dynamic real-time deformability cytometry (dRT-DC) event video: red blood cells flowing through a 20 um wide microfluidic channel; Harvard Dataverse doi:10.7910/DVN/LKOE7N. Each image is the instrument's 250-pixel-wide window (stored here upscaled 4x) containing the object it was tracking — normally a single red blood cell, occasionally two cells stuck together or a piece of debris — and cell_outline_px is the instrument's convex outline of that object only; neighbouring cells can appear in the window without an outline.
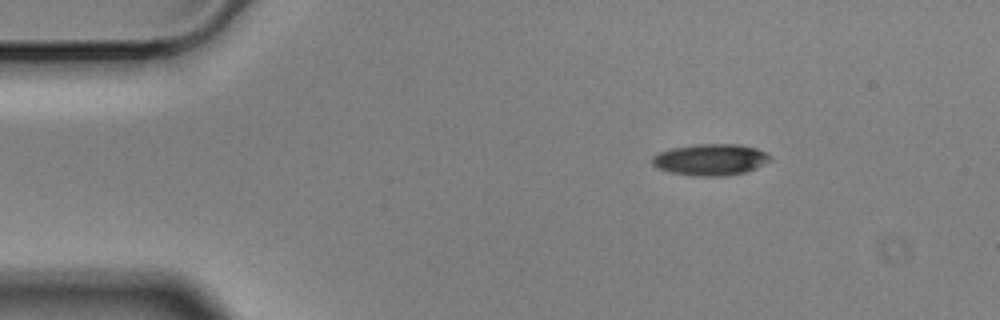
{"species": "Egyptian fruit bat (a non-hibernating species)", "species_latin": "Rousettus aegyptiacus", "temperature_condition": "cold", "stored_images_in_passage": 4, "segment_of_instrument_passage": [1, 2], "camera_frame_rate_fps": 3000, "um_per_image_px": 0.085, "animal": {"sex": "male"}, "frame": {"image": 1, "passage_image": 1, "time_ms": 0.0, "image_size_px": [1000, 320], "cell_outline_px": [[772, 160], [748, 172], [724, 176], [692, 176], [668, 172], [656, 168], [652, 164], [652, 156], [660, 152], [672, 148], [696, 144], [740, 144], [756, 148], [768, 152], [772, 156]], "centroid_in_image_um": [60.42, 13.57], "position_along_channel_um": 24.6, "area_um2": 22.02}}